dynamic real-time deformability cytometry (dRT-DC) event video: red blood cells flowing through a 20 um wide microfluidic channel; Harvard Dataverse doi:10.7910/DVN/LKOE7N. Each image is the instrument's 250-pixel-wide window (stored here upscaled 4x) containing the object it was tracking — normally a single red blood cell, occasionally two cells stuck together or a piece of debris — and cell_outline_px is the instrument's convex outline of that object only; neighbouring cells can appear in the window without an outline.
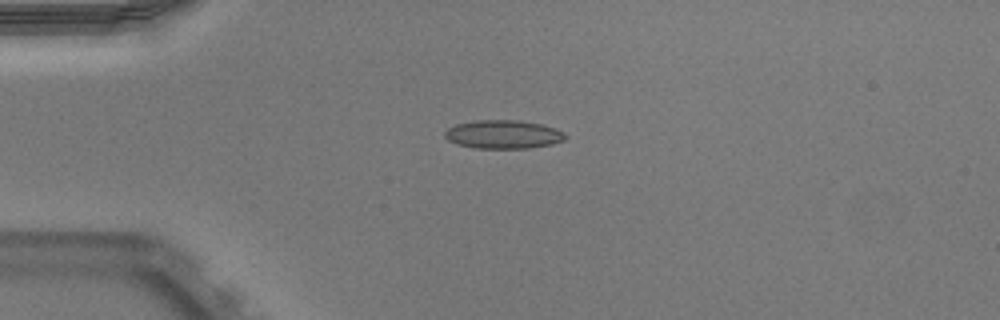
{"species": "Egyptian fruit bat (a non-hibernating species)", "species_latin": "Rousettus aegyptiacus", "temperature_condition": "warm", "stored_images_in_passage": 39, "camera_frame_rate_fps": 3000, "um_per_image_px": 0.085, "animal": {"sex": "male"}, "frame": {"image": 1, "passage_image": 1, "time_ms": 0.0, "image_size_px": [1000, 320], "cell_outline_px": [[568, 136], [564, 140], [552, 144], [528, 148], [476, 148], [456, 144], [448, 140], [444, 136], [444, 132], [448, 128], [456, 124], [472, 120], [516, 120], [540, 124], [556, 128], [564, 132]], "centroid_in_image_um": [42.77, 11.42], "position_along_channel_um": 42.2, "area_um2": 20.11}}
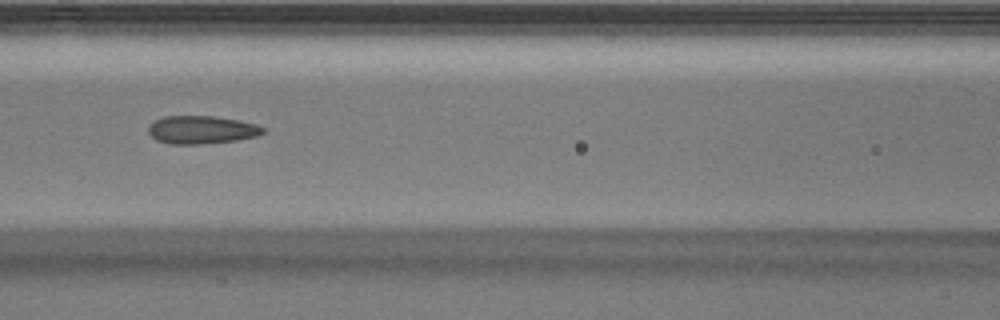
{"frame": {"image": 2, "passage_image": 11, "time_ms": 3.333, "image_size_px": [1000, 320], "cell_outline_px": [[264, 132], [256, 136], [236, 140], [200, 144], [168, 144], [156, 140], [148, 132], [148, 128], [156, 120], [164, 116], [212, 116], [236, 120], [256, 124], [264, 128]], "centroid_in_image_um": [17.11, 11.04], "position_along_channel_um": 149.5, "area_um2": 18.5}}
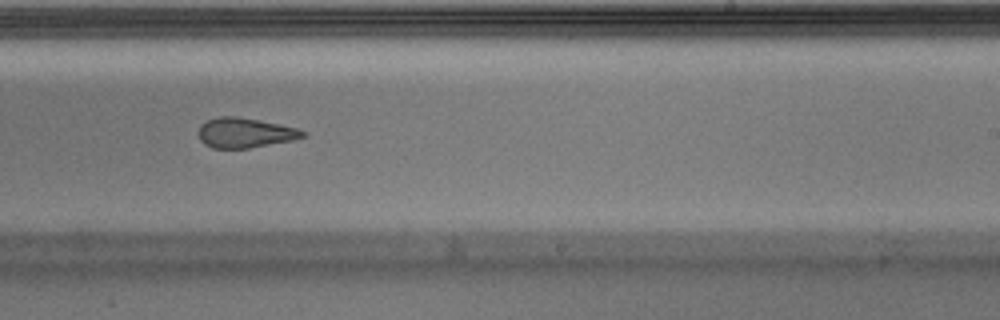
{"frame": {"image": 3, "passage_image": 20, "time_ms": 6.333, "image_size_px": [1000, 320], "cell_outline_px": [[308, 132], [304, 136], [292, 140], [248, 148], [212, 148], [204, 144], [200, 140], [200, 124], [216, 116], [236, 116], [296, 128]], "centroid_in_image_um": [20.79, 11.29], "position_along_channel_um": 268.2, "area_um2": 17.86}, "authors_computed_cell_mechanics": {"area_um2": 19.5364, "velocity_mm_per_s": 3.9652, "shape_relaxation_time_tau1_ms": null, "shape_relaxation_time_tau2_ms": 1.9511, "deformation_change_tau1": null, "deformation_change_tau2": 0.0939}}